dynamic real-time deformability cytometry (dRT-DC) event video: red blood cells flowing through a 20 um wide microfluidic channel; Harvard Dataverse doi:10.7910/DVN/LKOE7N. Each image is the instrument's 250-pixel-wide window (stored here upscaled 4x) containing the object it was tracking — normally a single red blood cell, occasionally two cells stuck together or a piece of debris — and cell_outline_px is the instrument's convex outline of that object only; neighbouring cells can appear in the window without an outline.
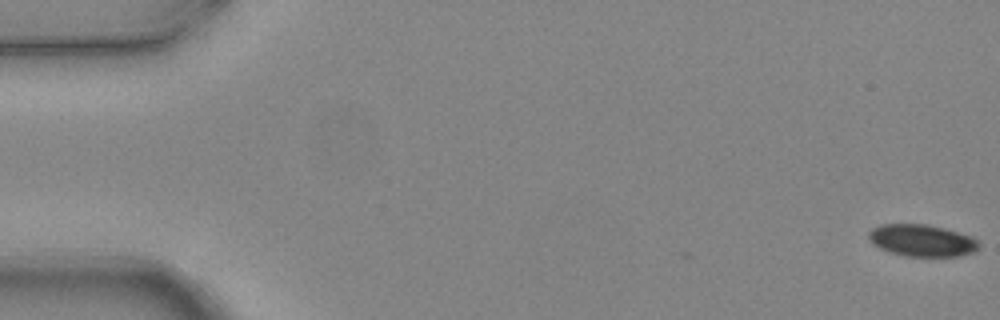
{"species": "common noctule bat (a hibernating species)", "species_latin": "Nyctalus noctula", "temperature_condition": "warm", "stored_images_in_passage": 6, "camera_frame_rate_fps": 3000, "um_per_image_px": 0.085, "animal": {"sex": "female", "body_mass_g": 24.6, "forearm_length_mm": 56.2}, "frame": {"image": 1, "passage_image": 1, "time_ms": 0.0, "image_size_px": [1000, 320], "cell_outline_px": [[980, 248], [976, 252], [960, 256], [904, 256], [888, 252], [872, 244], [868, 240], [868, 232], [872, 228], [880, 224], [924, 224], [944, 228], [972, 236], [980, 244]], "centroid_in_image_um": [78.36, 20.44], "position_along_channel_um": 6.6, "area_um2": 20.81}}